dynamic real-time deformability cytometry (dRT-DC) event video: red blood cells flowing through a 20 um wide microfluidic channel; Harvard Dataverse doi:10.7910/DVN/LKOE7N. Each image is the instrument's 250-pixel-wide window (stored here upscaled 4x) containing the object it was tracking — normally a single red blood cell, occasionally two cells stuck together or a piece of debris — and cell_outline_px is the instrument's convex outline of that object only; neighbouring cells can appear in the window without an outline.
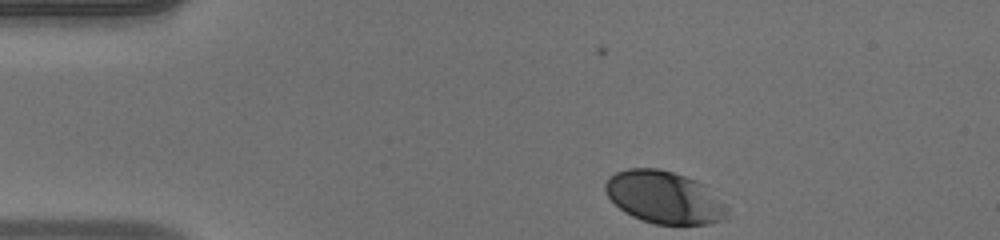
{"species": "human", "species_latin": "Homo sapiens", "temperature_condition": "warm", "stored_images_in_passage": 34, "camera_frame_rate_fps": 3000, "um_per_image_px": 0.085, "donor": {"sex": "male"}, "frame": {"image": 1, "passage_image": 1, "time_ms": 0.0, "image_size_px": [1000, 240], "cell_outline_px": [[724, 216], [720, 220], [708, 224], [656, 224], [632, 216], [624, 212], [608, 196], [604, 188], [604, 184], [608, 176], [616, 172], [628, 168], [656, 168], [672, 172], [696, 180], [704, 184], [724, 204]], "centroid_in_image_um": [56.39, 16.75], "position_along_channel_um": 28.6, "area_um2": 36.65}}
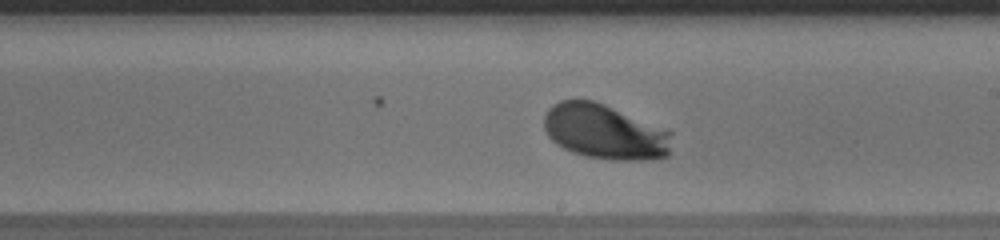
{"frame": {"image": 2, "passage_image": 21, "time_ms": 6.667, "image_size_px": [1000, 240], "cell_outline_px": [[672, 132], [668, 156], [652, 160], [612, 160], [584, 156], [572, 152], [556, 144], [548, 136], [544, 128], [544, 116], [548, 108], [552, 104], [560, 100], [592, 100], [604, 104]], "centroid_in_image_um": [51.38, 11.22], "position_along_channel_um": 237.6, "area_um2": 40.86}}
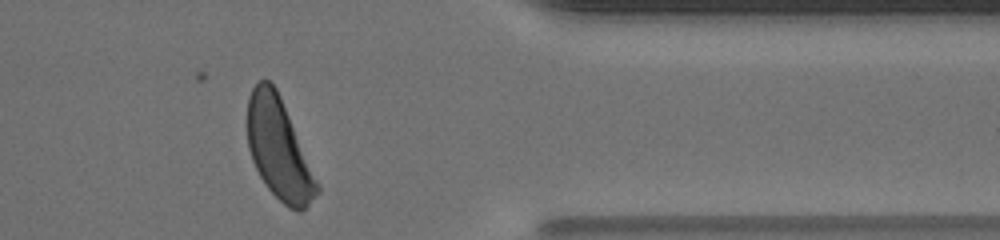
{"frame": {"image": 3, "passage_image": 33, "time_ms": 10.667, "image_size_px": [1000, 240], "cell_outline_px": [[320, 192], [300, 212], [288, 208], [268, 188], [260, 176], [252, 160], [248, 148], [248, 96], [252, 88], [260, 80], [268, 80], [276, 88], [280, 96], [320, 184]], "centroid_in_image_um": [23.72, 12.68], "position_along_channel_um": 387.7, "area_um2": 40.58}, "authors_computed_cell_mechanics": {"area_um2": 39.1017, "velocity_mm_per_s": 4.1439, "shape_relaxation_time_tau1_ms": 1.8219, "shape_relaxation_time_tau2_ms": null, "deformation_change_tau1": 0.1436, "deformation_change_tau2": null}}